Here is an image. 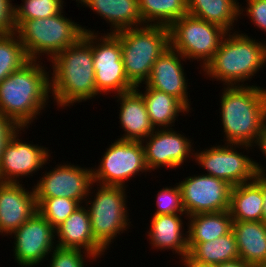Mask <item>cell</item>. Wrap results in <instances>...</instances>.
I'll use <instances>...</instances> for the list:
<instances>
[{
  "instance_id": "obj_11",
  "label": "cell",
  "mask_w": 266,
  "mask_h": 267,
  "mask_svg": "<svg viewBox=\"0 0 266 267\" xmlns=\"http://www.w3.org/2000/svg\"><path fill=\"white\" fill-rule=\"evenodd\" d=\"M106 149L100 165L92 169L95 184L126 187L125 181L140 172H150L141 141L117 139Z\"/></svg>"
},
{
  "instance_id": "obj_32",
  "label": "cell",
  "mask_w": 266,
  "mask_h": 267,
  "mask_svg": "<svg viewBox=\"0 0 266 267\" xmlns=\"http://www.w3.org/2000/svg\"><path fill=\"white\" fill-rule=\"evenodd\" d=\"M37 211L52 225L60 226L80 204L65 197L36 198Z\"/></svg>"
},
{
  "instance_id": "obj_19",
  "label": "cell",
  "mask_w": 266,
  "mask_h": 267,
  "mask_svg": "<svg viewBox=\"0 0 266 267\" xmlns=\"http://www.w3.org/2000/svg\"><path fill=\"white\" fill-rule=\"evenodd\" d=\"M82 205L55 229L56 239L58 238V241H55L56 246L82 249L96 259L101 257L106 249L93 237L88 210Z\"/></svg>"
},
{
  "instance_id": "obj_22",
  "label": "cell",
  "mask_w": 266,
  "mask_h": 267,
  "mask_svg": "<svg viewBox=\"0 0 266 267\" xmlns=\"http://www.w3.org/2000/svg\"><path fill=\"white\" fill-rule=\"evenodd\" d=\"M79 3L91 8L102 19L106 20L111 32L140 27L143 20L139 12L138 0H76ZM112 29V30H111Z\"/></svg>"
},
{
  "instance_id": "obj_13",
  "label": "cell",
  "mask_w": 266,
  "mask_h": 267,
  "mask_svg": "<svg viewBox=\"0 0 266 267\" xmlns=\"http://www.w3.org/2000/svg\"><path fill=\"white\" fill-rule=\"evenodd\" d=\"M56 166L51 171H46L34 184L36 198L65 197L76 200L80 205L87 197L92 199L89 198L94 185L92 167L88 169L71 163Z\"/></svg>"
},
{
  "instance_id": "obj_21",
  "label": "cell",
  "mask_w": 266,
  "mask_h": 267,
  "mask_svg": "<svg viewBox=\"0 0 266 267\" xmlns=\"http://www.w3.org/2000/svg\"><path fill=\"white\" fill-rule=\"evenodd\" d=\"M179 214V215H178ZM188 219L186 213L153 215L150 229L147 232L149 242L155 249L172 250L183 258L188 254V234L183 233L182 215ZM183 227V228H182ZM185 235V236H183Z\"/></svg>"
},
{
  "instance_id": "obj_23",
  "label": "cell",
  "mask_w": 266,
  "mask_h": 267,
  "mask_svg": "<svg viewBox=\"0 0 266 267\" xmlns=\"http://www.w3.org/2000/svg\"><path fill=\"white\" fill-rule=\"evenodd\" d=\"M262 173L248 183L233 186L229 212L233 221H262Z\"/></svg>"
},
{
  "instance_id": "obj_26",
  "label": "cell",
  "mask_w": 266,
  "mask_h": 267,
  "mask_svg": "<svg viewBox=\"0 0 266 267\" xmlns=\"http://www.w3.org/2000/svg\"><path fill=\"white\" fill-rule=\"evenodd\" d=\"M188 14L217 24L228 32H232L233 23L241 18L238 0H188Z\"/></svg>"
},
{
  "instance_id": "obj_3",
  "label": "cell",
  "mask_w": 266,
  "mask_h": 267,
  "mask_svg": "<svg viewBox=\"0 0 266 267\" xmlns=\"http://www.w3.org/2000/svg\"><path fill=\"white\" fill-rule=\"evenodd\" d=\"M246 84L223 87L219 109L224 144L254 147L266 122V89Z\"/></svg>"
},
{
  "instance_id": "obj_29",
  "label": "cell",
  "mask_w": 266,
  "mask_h": 267,
  "mask_svg": "<svg viewBox=\"0 0 266 267\" xmlns=\"http://www.w3.org/2000/svg\"><path fill=\"white\" fill-rule=\"evenodd\" d=\"M143 25L170 27L188 14V0H138Z\"/></svg>"
},
{
  "instance_id": "obj_8",
  "label": "cell",
  "mask_w": 266,
  "mask_h": 267,
  "mask_svg": "<svg viewBox=\"0 0 266 267\" xmlns=\"http://www.w3.org/2000/svg\"><path fill=\"white\" fill-rule=\"evenodd\" d=\"M227 33L226 29L217 24L187 14L169 27L170 47L187 60L191 58L192 61H200V66L204 68Z\"/></svg>"
},
{
  "instance_id": "obj_1",
  "label": "cell",
  "mask_w": 266,
  "mask_h": 267,
  "mask_svg": "<svg viewBox=\"0 0 266 267\" xmlns=\"http://www.w3.org/2000/svg\"><path fill=\"white\" fill-rule=\"evenodd\" d=\"M40 62L30 60L0 83V113L19 127L32 125L48 105L50 74Z\"/></svg>"
},
{
  "instance_id": "obj_42",
  "label": "cell",
  "mask_w": 266,
  "mask_h": 267,
  "mask_svg": "<svg viewBox=\"0 0 266 267\" xmlns=\"http://www.w3.org/2000/svg\"><path fill=\"white\" fill-rule=\"evenodd\" d=\"M251 267H266V262L265 263L254 264V265H251Z\"/></svg>"
},
{
  "instance_id": "obj_37",
  "label": "cell",
  "mask_w": 266,
  "mask_h": 267,
  "mask_svg": "<svg viewBox=\"0 0 266 267\" xmlns=\"http://www.w3.org/2000/svg\"><path fill=\"white\" fill-rule=\"evenodd\" d=\"M19 128L11 118L0 113V162L4 145Z\"/></svg>"
},
{
  "instance_id": "obj_7",
  "label": "cell",
  "mask_w": 266,
  "mask_h": 267,
  "mask_svg": "<svg viewBox=\"0 0 266 267\" xmlns=\"http://www.w3.org/2000/svg\"><path fill=\"white\" fill-rule=\"evenodd\" d=\"M96 185L99 187L93 195V201L86 199L85 203L90 216L93 237L107 249L116 239L117 234L126 231L131 224L126 205L128 202L125 191L127 187Z\"/></svg>"
},
{
  "instance_id": "obj_38",
  "label": "cell",
  "mask_w": 266,
  "mask_h": 267,
  "mask_svg": "<svg viewBox=\"0 0 266 267\" xmlns=\"http://www.w3.org/2000/svg\"><path fill=\"white\" fill-rule=\"evenodd\" d=\"M180 259L185 267H217V265L197 262L196 260L192 259L188 254Z\"/></svg>"
},
{
  "instance_id": "obj_18",
  "label": "cell",
  "mask_w": 266,
  "mask_h": 267,
  "mask_svg": "<svg viewBox=\"0 0 266 267\" xmlns=\"http://www.w3.org/2000/svg\"><path fill=\"white\" fill-rule=\"evenodd\" d=\"M181 60L185 61L186 58L169 47L153 64L151 75L145 85L174 96L190 110L188 80Z\"/></svg>"
},
{
  "instance_id": "obj_27",
  "label": "cell",
  "mask_w": 266,
  "mask_h": 267,
  "mask_svg": "<svg viewBox=\"0 0 266 267\" xmlns=\"http://www.w3.org/2000/svg\"><path fill=\"white\" fill-rule=\"evenodd\" d=\"M188 243L214 240L232 231L233 220L230 212L200 213L188 216Z\"/></svg>"
},
{
  "instance_id": "obj_24",
  "label": "cell",
  "mask_w": 266,
  "mask_h": 267,
  "mask_svg": "<svg viewBox=\"0 0 266 267\" xmlns=\"http://www.w3.org/2000/svg\"><path fill=\"white\" fill-rule=\"evenodd\" d=\"M239 258L254 265L266 262V224L263 221H233Z\"/></svg>"
},
{
  "instance_id": "obj_36",
  "label": "cell",
  "mask_w": 266,
  "mask_h": 267,
  "mask_svg": "<svg viewBox=\"0 0 266 267\" xmlns=\"http://www.w3.org/2000/svg\"><path fill=\"white\" fill-rule=\"evenodd\" d=\"M12 0H0V34L16 32Z\"/></svg>"
},
{
  "instance_id": "obj_31",
  "label": "cell",
  "mask_w": 266,
  "mask_h": 267,
  "mask_svg": "<svg viewBox=\"0 0 266 267\" xmlns=\"http://www.w3.org/2000/svg\"><path fill=\"white\" fill-rule=\"evenodd\" d=\"M21 5L14 6V22L17 29L25 20L52 17L60 13L63 0H22Z\"/></svg>"
},
{
  "instance_id": "obj_41",
  "label": "cell",
  "mask_w": 266,
  "mask_h": 267,
  "mask_svg": "<svg viewBox=\"0 0 266 267\" xmlns=\"http://www.w3.org/2000/svg\"><path fill=\"white\" fill-rule=\"evenodd\" d=\"M263 209L262 221L266 224V174H262Z\"/></svg>"
},
{
  "instance_id": "obj_25",
  "label": "cell",
  "mask_w": 266,
  "mask_h": 267,
  "mask_svg": "<svg viewBox=\"0 0 266 267\" xmlns=\"http://www.w3.org/2000/svg\"><path fill=\"white\" fill-rule=\"evenodd\" d=\"M144 89V92L139 93L145 101L150 122L155 129L171 128L179 113L188 114L189 109L174 96L147 85Z\"/></svg>"
},
{
  "instance_id": "obj_34",
  "label": "cell",
  "mask_w": 266,
  "mask_h": 267,
  "mask_svg": "<svg viewBox=\"0 0 266 267\" xmlns=\"http://www.w3.org/2000/svg\"><path fill=\"white\" fill-rule=\"evenodd\" d=\"M51 255L50 266L48 267H84V265H87L84 264L86 258H93L91 260H95L93 255L81 249L56 247L53 249Z\"/></svg>"
},
{
  "instance_id": "obj_15",
  "label": "cell",
  "mask_w": 266,
  "mask_h": 267,
  "mask_svg": "<svg viewBox=\"0 0 266 267\" xmlns=\"http://www.w3.org/2000/svg\"><path fill=\"white\" fill-rule=\"evenodd\" d=\"M21 130L25 131V127H20L4 145L0 162V182L19 183L20 177H33V173L43 168L52 157L48 148L22 142V139L18 138Z\"/></svg>"
},
{
  "instance_id": "obj_5",
  "label": "cell",
  "mask_w": 266,
  "mask_h": 267,
  "mask_svg": "<svg viewBox=\"0 0 266 267\" xmlns=\"http://www.w3.org/2000/svg\"><path fill=\"white\" fill-rule=\"evenodd\" d=\"M120 39L124 71L134 87L149 79L153 64L169 47V27L142 25L114 33Z\"/></svg>"
},
{
  "instance_id": "obj_30",
  "label": "cell",
  "mask_w": 266,
  "mask_h": 267,
  "mask_svg": "<svg viewBox=\"0 0 266 267\" xmlns=\"http://www.w3.org/2000/svg\"><path fill=\"white\" fill-rule=\"evenodd\" d=\"M29 61L16 32L0 34V83Z\"/></svg>"
},
{
  "instance_id": "obj_28",
  "label": "cell",
  "mask_w": 266,
  "mask_h": 267,
  "mask_svg": "<svg viewBox=\"0 0 266 267\" xmlns=\"http://www.w3.org/2000/svg\"><path fill=\"white\" fill-rule=\"evenodd\" d=\"M188 255L197 262L218 265L239 259L238 247L233 231L214 240L188 243Z\"/></svg>"
},
{
  "instance_id": "obj_12",
  "label": "cell",
  "mask_w": 266,
  "mask_h": 267,
  "mask_svg": "<svg viewBox=\"0 0 266 267\" xmlns=\"http://www.w3.org/2000/svg\"><path fill=\"white\" fill-rule=\"evenodd\" d=\"M187 216L200 213L228 211L232 187L228 182L213 176H188L178 183Z\"/></svg>"
},
{
  "instance_id": "obj_6",
  "label": "cell",
  "mask_w": 266,
  "mask_h": 267,
  "mask_svg": "<svg viewBox=\"0 0 266 267\" xmlns=\"http://www.w3.org/2000/svg\"><path fill=\"white\" fill-rule=\"evenodd\" d=\"M62 10L47 18L25 20L17 29L20 42L30 60H42L47 55L51 61L61 51L74 45L87 32L85 27L67 18Z\"/></svg>"
},
{
  "instance_id": "obj_40",
  "label": "cell",
  "mask_w": 266,
  "mask_h": 267,
  "mask_svg": "<svg viewBox=\"0 0 266 267\" xmlns=\"http://www.w3.org/2000/svg\"><path fill=\"white\" fill-rule=\"evenodd\" d=\"M217 267H251V265L239 258L233 261L218 264Z\"/></svg>"
},
{
  "instance_id": "obj_20",
  "label": "cell",
  "mask_w": 266,
  "mask_h": 267,
  "mask_svg": "<svg viewBox=\"0 0 266 267\" xmlns=\"http://www.w3.org/2000/svg\"><path fill=\"white\" fill-rule=\"evenodd\" d=\"M139 87L125 93L115 95L120 101L119 123L125 134L119 140L142 141L151 135L152 126L147 108Z\"/></svg>"
},
{
  "instance_id": "obj_10",
  "label": "cell",
  "mask_w": 266,
  "mask_h": 267,
  "mask_svg": "<svg viewBox=\"0 0 266 267\" xmlns=\"http://www.w3.org/2000/svg\"><path fill=\"white\" fill-rule=\"evenodd\" d=\"M250 150L249 145L244 144H225L216 145L201 152H194L193 159L204 168L205 175L220 178L228 182L231 186L248 183L255 179L257 173H265V168L258 162L253 161L248 155L238 153L237 147Z\"/></svg>"
},
{
  "instance_id": "obj_39",
  "label": "cell",
  "mask_w": 266,
  "mask_h": 267,
  "mask_svg": "<svg viewBox=\"0 0 266 267\" xmlns=\"http://www.w3.org/2000/svg\"><path fill=\"white\" fill-rule=\"evenodd\" d=\"M258 145V146H257ZM260 148V152H262V154H264L265 158H266V122L263 125L262 131L259 135L258 141L255 144V147Z\"/></svg>"
},
{
  "instance_id": "obj_4",
  "label": "cell",
  "mask_w": 266,
  "mask_h": 267,
  "mask_svg": "<svg viewBox=\"0 0 266 267\" xmlns=\"http://www.w3.org/2000/svg\"><path fill=\"white\" fill-rule=\"evenodd\" d=\"M265 63L266 43L235 31L225 35L219 49L202 70L204 75L223 82L224 86H243Z\"/></svg>"
},
{
  "instance_id": "obj_14",
  "label": "cell",
  "mask_w": 266,
  "mask_h": 267,
  "mask_svg": "<svg viewBox=\"0 0 266 267\" xmlns=\"http://www.w3.org/2000/svg\"><path fill=\"white\" fill-rule=\"evenodd\" d=\"M54 234L55 229L37 211L10 235H14V260L21 267H34L44 259L48 260V254L57 247Z\"/></svg>"
},
{
  "instance_id": "obj_17",
  "label": "cell",
  "mask_w": 266,
  "mask_h": 267,
  "mask_svg": "<svg viewBox=\"0 0 266 267\" xmlns=\"http://www.w3.org/2000/svg\"><path fill=\"white\" fill-rule=\"evenodd\" d=\"M0 182V235L10 236L37 212L34 188Z\"/></svg>"
},
{
  "instance_id": "obj_33",
  "label": "cell",
  "mask_w": 266,
  "mask_h": 267,
  "mask_svg": "<svg viewBox=\"0 0 266 267\" xmlns=\"http://www.w3.org/2000/svg\"><path fill=\"white\" fill-rule=\"evenodd\" d=\"M174 187H163L156 198V212L153 215L186 213L182 203L181 191L178 183Z\"/></svg>"
},
{
  "instance_id": "obj_9",
  "label": "cell",
  "mask_w": 266,
  "mask_h": 267,
  "mask_svg": "<svg viewBox=\"0 0 266 267\" xmlns=\"http://www.w3.org/2000/svg\"><path fill=\"white\" fill-rule=\"evenodd\" d=\"M98 32L87 29L82 36L92 46L97 91L100 94L114 91L117 95L135 89L124 71L120 39L114 33L100 36Z\"/></svg>"
},
{
  "instance_id": "obj_2",
  "label": "cell",
  "mask_w": 266,
  "mask_h": 267,
  "mask_svg": "<svg viewBox=\"0 0 266 267\" xmlns=\"http://www.w3.org/2000/svg\"><path fill=\"white\" fill-rule=\"evenodd\" d=\"M51 62L50 96L59 108L73 106L100 94L95 86L92 46L83 37Z\"/></svg>"
},
{
  "instance_id": "obj_35",
  "label": "cell",
  "mask_w": 266,
  "mask_h": 267,
  "mask_svg": "<svg viewBox=\"0 0 266 267\" xmlns=\"http://www.w3.org/2000/svg\"><path fill=\"white\" fill-rule=\"evenodd\" d=\"M247 7L242 8L240 5V14L243 15V9L257 28L266 32V0H247Z\"/></svg>"
},
{
  "instance_id": "obj_16",
  "label": "cell",
  "mask_w": 266,
  "mask_h": 267,
  "mask_svg": "<svg viewBox=\"0 0 266 267\" xmlns=\"http://www.w3.org/2000/svg\"><path fill=\"white\" fill-rule=\"evenodd\" d=\"M141 143L150 173L152 170L164 166L170 167L172 170L173 168H179L187 160L186 158L190 157L191 159L192 155L195 154L190 139L173 128L155 129Z\"/></svg>"
}]
</instances>
